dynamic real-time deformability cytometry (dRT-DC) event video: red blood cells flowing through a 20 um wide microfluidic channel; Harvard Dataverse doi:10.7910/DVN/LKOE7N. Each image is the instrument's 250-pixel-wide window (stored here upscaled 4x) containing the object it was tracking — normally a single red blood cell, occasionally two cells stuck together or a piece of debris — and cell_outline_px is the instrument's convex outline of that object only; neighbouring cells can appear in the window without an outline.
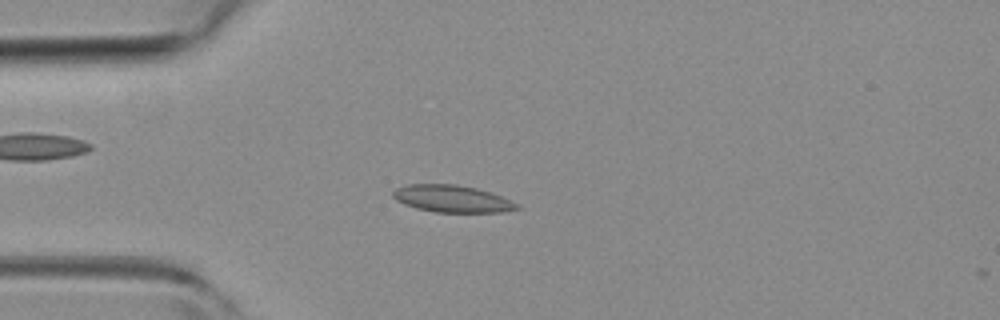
{"species": "common noctule bat (a hibernating species)", "species_latin": "Nyctalus noctula", "temperature_condition": "room temperature", "stored_images_in_passage": 13, "camera_frame_rate_fps": 3000, "um_per_image_px": 0.085, "animal": {"sex": "female", "body_mass_g": 19.3, "forearm_length_mm": 54.1}, "frame": {"image": 1, "passage_image": 12, "time_ms": 3.667, "image_size_px": [1000, 320], "cell_outline_px": [[520, 208], [504, 212], [436, 212], [416, 208], [404, 204], [396, 200], [392, 196], [392, 192], [396, 188], [408, 184], [456, 184], [476, 188], [500, 196], [520, 204]], "centroid_in_image_um": [38.41, 16.89], "position_along_channel_um": 46.6, "area_um2": 19.54}}